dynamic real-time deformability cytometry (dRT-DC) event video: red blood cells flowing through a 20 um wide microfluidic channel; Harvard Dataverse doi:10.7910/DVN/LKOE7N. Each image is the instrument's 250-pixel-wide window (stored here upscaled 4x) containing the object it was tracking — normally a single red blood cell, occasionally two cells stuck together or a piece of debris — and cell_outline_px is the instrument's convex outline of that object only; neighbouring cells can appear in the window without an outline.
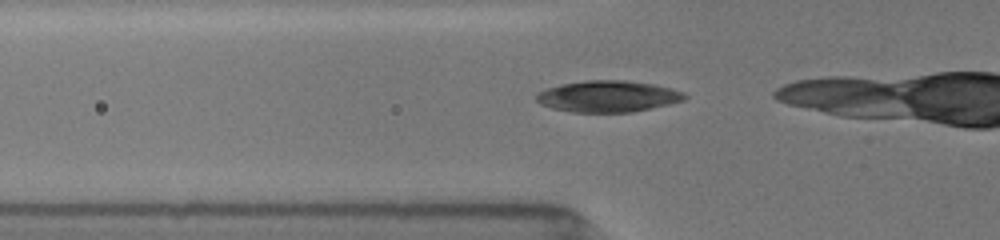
{"species": "common noctule bat (a hibernating species)", "species_latin": "Nyctalus noctula", "temperature_condition": "room temperature", "stored_images_in_passage": 18, "camera_frame_rate_fps": 3000, "um_per_image_px": 0.085, "animal": {"sex": "female", "body_mass_g": 19.5, "forearm_length_mm": 54.1}, "frame": {"image": 1, "passage_image": 12, "time_ms": 3.667, "image_size_px": [1000, 240], "cell_outline_px": [[688, 96], [684, 100], [668, 104], [632, 112], [572, 112], [552, 108], [540, 104], [536, 100], [536, 96], [540, 92], [548, 88], [560, 84], [588, 80], [624, 80], [652, 84], [684, 92]], "centroid_in_image_um": [51.66, 8.19], "position_along_channel_um": 74.1, "area_um2": 26.88}}
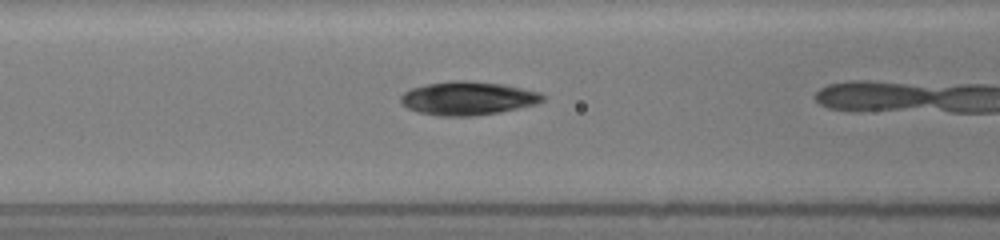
{"frame": {"image": 2, "passage_image": 16, "time_ms": 5.0, "image_size_px": [1000, 240], "cell_outline_px": [[544, 100], [536, 104], [500, 112], [472, 116], [440, 116], [416, 112], [408, 108], [400, 100], [400, 96], [404, 92], [412, 88], [428, 84], [456, 80], [464, 80], [500, 84], [540, 92], [544, 96]], "centroid_in_image_um": [39.75, 8.36], "position_along_channel_um": 126.8, "area_um2": 27.46}}